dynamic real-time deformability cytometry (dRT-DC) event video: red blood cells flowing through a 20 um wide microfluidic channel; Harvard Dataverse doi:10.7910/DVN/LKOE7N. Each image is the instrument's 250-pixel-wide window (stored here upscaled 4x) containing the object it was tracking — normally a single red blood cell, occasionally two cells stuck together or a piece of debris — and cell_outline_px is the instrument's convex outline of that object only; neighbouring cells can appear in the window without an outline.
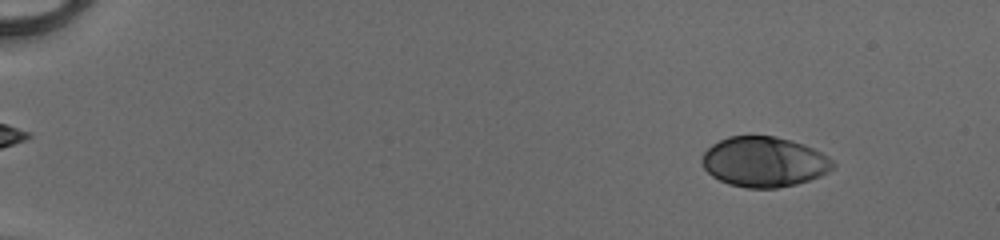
{"species": "human", "species_latin": "Homo sapiens", "temperature_condition": "cold", "stored_images_in_passage": 51, "camera_frame_rate_fps": 3000, "um_per_image_px": 0.085, "donor": {"sex": "male"}, "frame": {"image": 1, "passage_image": 6, "time_ms": 1.667, "image_size_px": [1000, 240], "cell_outline_px": [[836, 164], [828, 172], [820, 176], [796, 184], [776, 188], [748, 188], [728, 184], [712, 176], [704, 168], [700, 160], [704, 152], [712, 144], [728, 136], [776, 136], [804, 144], [820, 152], [832, 160]], "centroid_in_image_um": [64.93, 13.75], "position_along_channel_um": 20.1, "area_um2": 38.21}}
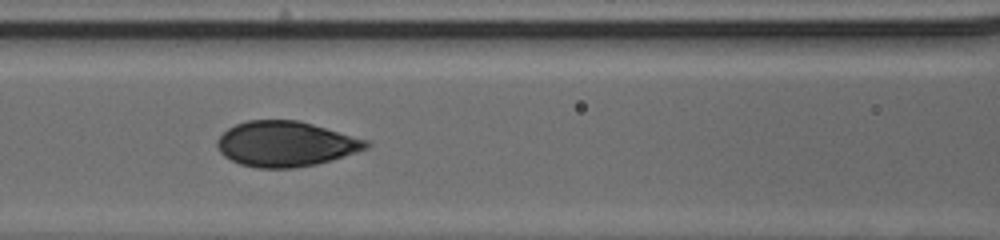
{"frame": {"image": 2, "passage_image": 25, "time_ms": 8.0, "image_size_px": [1000, 240], "cell_outline_px": [[372, 144], [368, 148], [332, 160], [316, 164], [292, 168], [256, 168], [240, 164], [224, 156], [220, 152], [216, 144], [216, 140], [228, 128], [236, 124], [248, 120], [300, 120], [368, 140]], "centroid_in_image_um": [24.29, 12.23], "position_along_channel_um": 142.3, "area_um2": 39.36}}
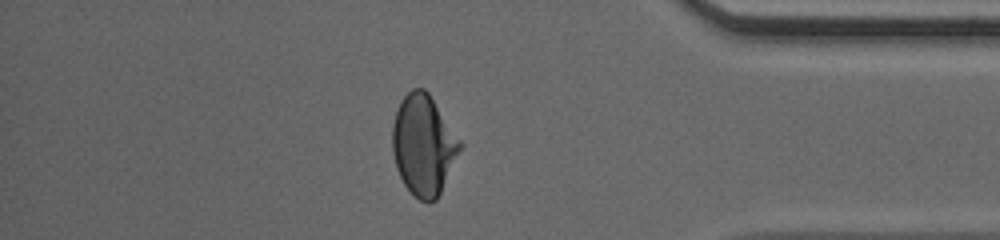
{"frame": {"image": 3, "passage_image": 45, "time_ms": 14.667, "image_size_px": [1000, 240], "cell_outline_px": [[464, 144], [436, 200], [420, 200], [404, 184], [396, 168], [392, 152], [392, 128], [396, 112], [400, 100], [412, 88], [424, 88], [428, 92]], "centroid_in_image_um": [36.0, 12.29], "position_along_channel_um": 399.2, "area_um2": 39.3}, "authors_computed_cell_mechanics": {"area_um2": 39.304, "velocity_mm_per_s": 4.1668, "shape_relaxation_time_tau1_ms": 3.278, "shape_relaxation_time_tau2_ms": null, "deformation_change_tau1": 0.1707, "deformation_change_tau2": null}}